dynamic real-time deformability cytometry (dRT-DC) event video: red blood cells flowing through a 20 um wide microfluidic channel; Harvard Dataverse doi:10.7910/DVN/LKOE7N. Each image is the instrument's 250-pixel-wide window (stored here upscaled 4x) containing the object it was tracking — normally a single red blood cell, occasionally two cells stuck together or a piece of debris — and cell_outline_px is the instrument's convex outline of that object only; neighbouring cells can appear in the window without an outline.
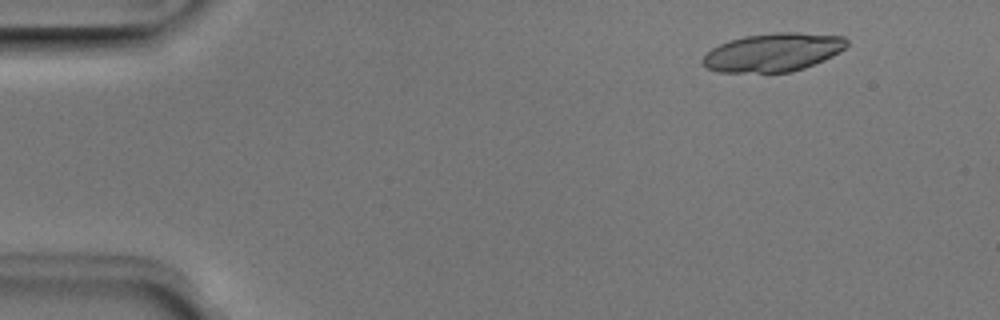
{"species": "Egyptian fruit bat (a non-hibernating species)", "species_latin": "Rousettus aegyptiacus", "temperature_condition": "room temperature", "stored_images_in_passage": 9, "camera_frame_rate_fps": 3000, "um_per_image_px": 0.085, "animal": {"sex": "male"}, "frame": {"image": 1, "passage_image": 2, "time_ms": 0.333, "image_size_px": [1000, 320], "cell_outline_px": [[848, 44], [840, 52], [824, 60], [804, 68], [792, 72], [716, 72], [708, 68], [700, 60], [712, 48], [720, 44], [744, 36], [776, 32], [800, 32], [844, 36], [848, 40]], "centroid_in_image_um": [65.74, 4.44], "position_along_channel_um": 19.3, "area_um2": 32.25}}
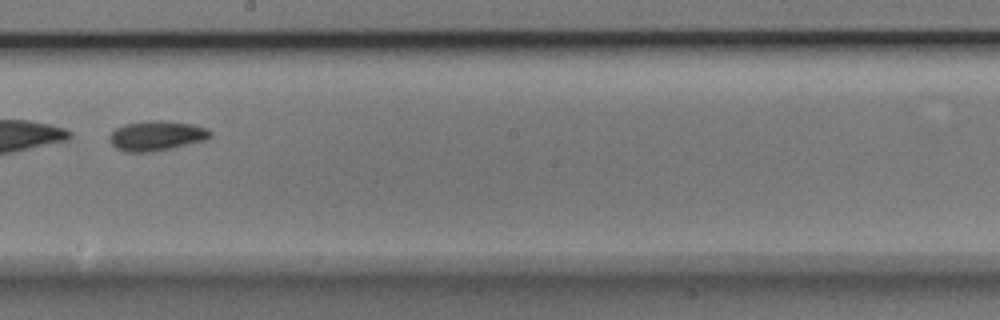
{"frame": {"image": 2, "passage_image": 8, "time_ms": 2.333, "image_size_px": [1000, 320], "cell_outline_px": [[212, 136], [208, 140], [156, 152], [124, 152], [116, 148], [108, 140], [108, 136], [116, 128], [124, 124], [144, 120], [160, 120], [192, 124], [208, 128], [212, 132]], "centroid_in_image_um": [13.32, 11.54], "position_along_channel_um": 234.9, "area_um2": 18.03}}
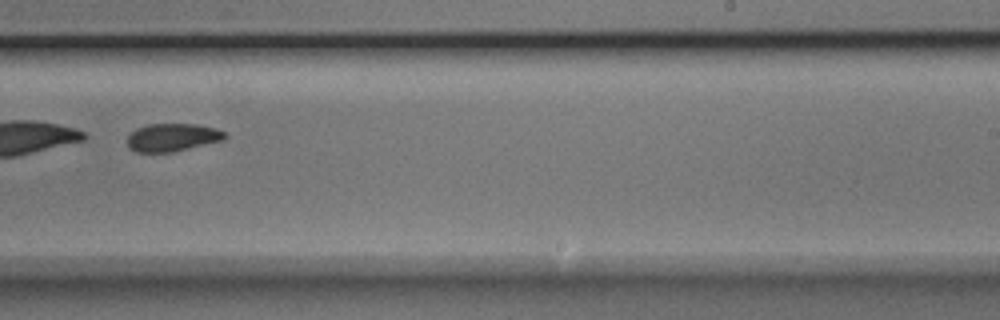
{"frame": {"image": 3, "passage_image": 9, "time_ms": 2.667, "image_size_px": [1000, 320], "cell_outline_px": [[228, 136], [224, 140], [172, 152], [136, 152], [128, 148], [128, 136], [136, 128], [148, 124], [196, 124], [216, 128], [224, 132]], "centroid_in_image_um": [14.66, 11.68], "position_along_channel_um": 274.3, "area_um2": 15.9}}